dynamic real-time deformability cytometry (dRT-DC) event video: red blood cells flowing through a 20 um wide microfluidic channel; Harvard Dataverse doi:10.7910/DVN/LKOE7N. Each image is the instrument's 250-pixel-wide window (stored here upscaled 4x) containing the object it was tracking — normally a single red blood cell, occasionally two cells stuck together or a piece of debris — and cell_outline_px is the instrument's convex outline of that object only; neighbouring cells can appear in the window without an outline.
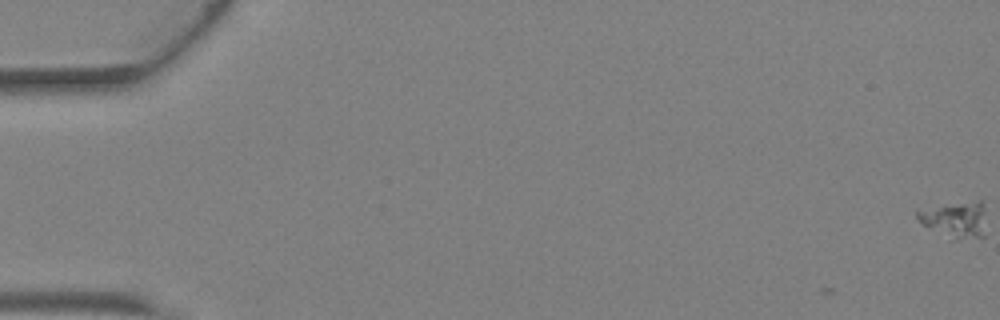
{"species": "Egyptian fruit bat (a non-hibernating species)", "species_latin": "Rousettus aegyptiacus", "temperature_condition": "warm", "stored_images_in_passage": 4, "camera_frame_rate_fps": 3000, "um_per_image_px": 0.085, "animal": {"sex": "female"}, "frame": {"image": 1, "passage_image": 1, "time_ms": 0.0, "image_size_px": [1000, 320], "cell_outline_px": [[984, 236], [956, 240], [952, 240], [924, 224], [916, 216], [916, 208], [980, 200], [984, 200]], "centroid_in_image_um": [81.19, 18.64], "position_along_channel_um": 3.8, "area_um2": 14.62}}
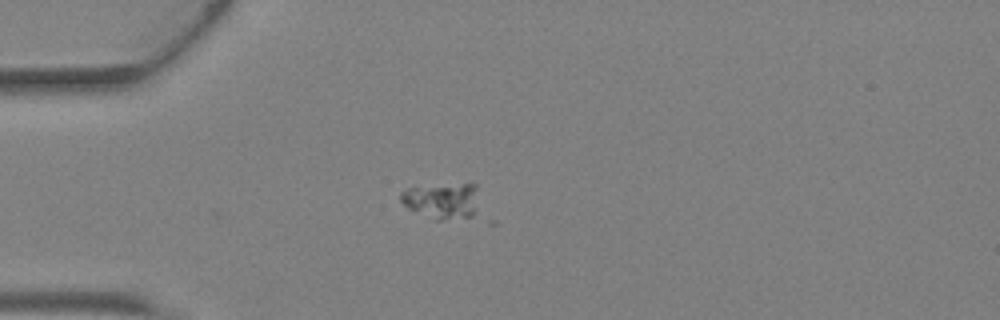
{"frame": {"image": 2, "passage_image": 4, "time_ms": 1.0, "image_size_px": [1000, 320], "cell_outline_px": [[476, 188], [472, 216], [444, 220], [436, 220], [408, 208], [400, 200], [400, 192], [408, 188], [460, 184], [476, 184]], "centroid_in_image_um": [37.5, 17.07], "position_along_channel_um": 47.5, "area_um2": 15.61}}